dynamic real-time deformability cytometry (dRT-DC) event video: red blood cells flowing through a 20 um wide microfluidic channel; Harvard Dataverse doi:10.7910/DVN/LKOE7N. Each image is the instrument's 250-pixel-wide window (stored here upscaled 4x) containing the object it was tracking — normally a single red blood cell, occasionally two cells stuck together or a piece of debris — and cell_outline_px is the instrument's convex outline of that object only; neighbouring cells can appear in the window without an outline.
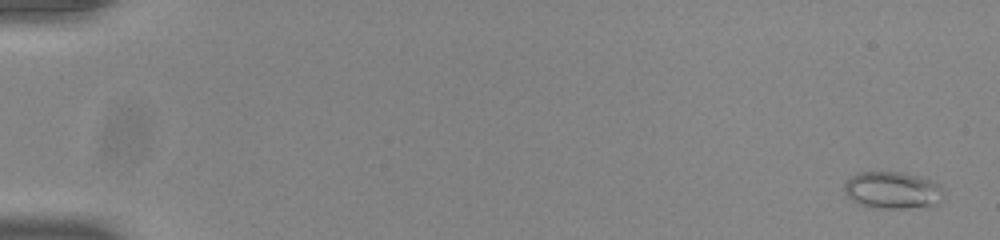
{"species": "common noctule bat (a hibernating species)", "species_latin": "Nyctalus noctula", "temperature_condition": "room temperature", "stored_images_in_passage": 53, "camera_frame_rate_fps": 3000, "um_per_image_px": 0.085, "animal": {"sex": "male", "body_mass_g": 20.0, "forearm_length_mm": 53.3}, "frame": {"image": 1, "passage_image": 1, "time_ms": 0.0, "image_size_px": [1000, 240], "cell_outline_px": [[940, 200], [936, 204], [928, 208], [876, 208], [860, 204], [852, 200], [844, 192], [844, 184], [852, 176], [860, 172], [904, 172], [932, 180], [940, 184]], "centroid_in_image_um": [75.87, 16.18], "position_along_channel_um": 9.1, "area_um2": 21.44}}
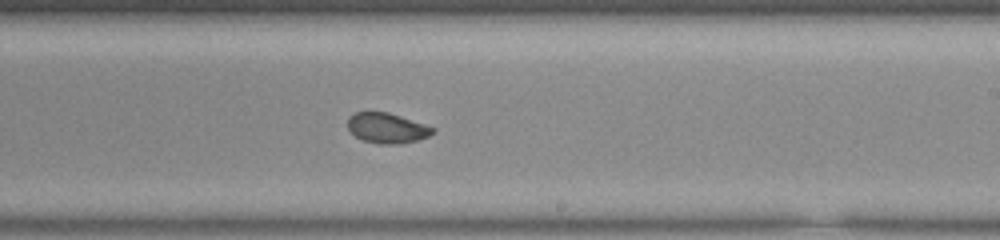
{"frame": {"image": 2, "passage_image": 33, "time_ms": 10.667, "image_size_px": [1000, 240], "cell_outline_px": [[436, 132], [428, 136], [416, 140], [396, 144], [380, 144], [364, 140], [356, 136], [348, 128], [348, 116], [352, 112], [388, 112], [436, 128]], "centroid_in_image_um": [32.89, 10.87], "position_along_channel_um": 256.1, "area_um2": 14.85}}
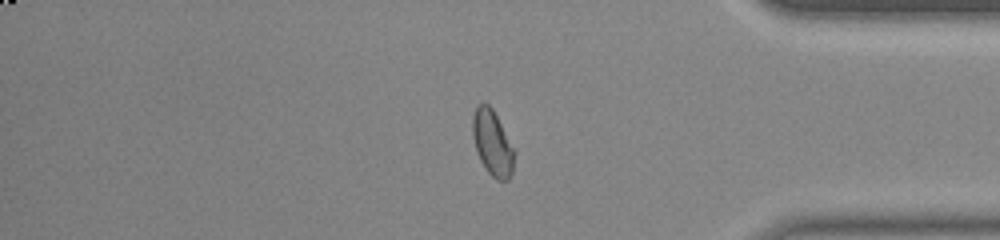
{"frame": {"image": 3, "passage_image": 45, "time_ms": 14.667, "image_size_px": [1000, 240], "cell_outline_px": [[516, 152], [512, 172], [508, 180], [496, 180], [484, 168], [480, 160], [472, 136], [472, 116], [476, 108], [480, 104], [488, 104], [492, 108], [516, 148]], "centroid_in_image_um": [41.89, 12.17], "position_along_channel_um": 393.3, "area_um2": 16.18}, "authors_computed_cell_mechanics": {"area_um2": 16.473, "velocity_mm_per_s": 3.8832, "shape_relaxation_time_tau1_ms": 8.6968, "shape_relaxation_time_tau2_ms": 1.2793, "deformation_change_tau1": 0.1589, "deformation_change_tau2": 0.0483}}